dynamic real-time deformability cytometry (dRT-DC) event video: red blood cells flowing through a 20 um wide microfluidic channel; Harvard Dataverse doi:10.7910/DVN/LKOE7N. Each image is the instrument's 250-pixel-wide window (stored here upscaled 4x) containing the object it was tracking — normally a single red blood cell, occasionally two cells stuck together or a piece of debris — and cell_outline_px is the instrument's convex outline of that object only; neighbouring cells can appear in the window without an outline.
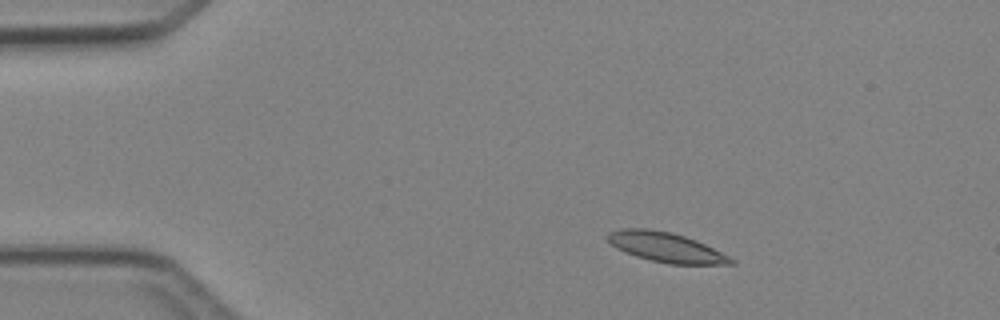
{"species": "Egyptian fruit bat (a non-hibernating species)", "species_latin": "Rousettus aegyptiacus", "temperature_condition": "cold", "stored_images_in_passage": 3, "camera_frame_rate_fps": 3000, "um_per_image_px": 0.085, "animal": {"sex": "female"}, "frame": {"image": 1, "passage_image": 1, "time_ms": 0.0, "image_size_px": [1000, 320], "cell_outline_px": [[736, 264], [668, 264], [636, 256], [624, 252], [616, 248], [604, 236], [608, 232], [620, 228], [648, 228], [672, 232], [696, 240], [736, 260]], "centroid_in_image_um": [56.56, 21.0], "position_along_channel_um": 28.4, "area_um2": 21.39}}